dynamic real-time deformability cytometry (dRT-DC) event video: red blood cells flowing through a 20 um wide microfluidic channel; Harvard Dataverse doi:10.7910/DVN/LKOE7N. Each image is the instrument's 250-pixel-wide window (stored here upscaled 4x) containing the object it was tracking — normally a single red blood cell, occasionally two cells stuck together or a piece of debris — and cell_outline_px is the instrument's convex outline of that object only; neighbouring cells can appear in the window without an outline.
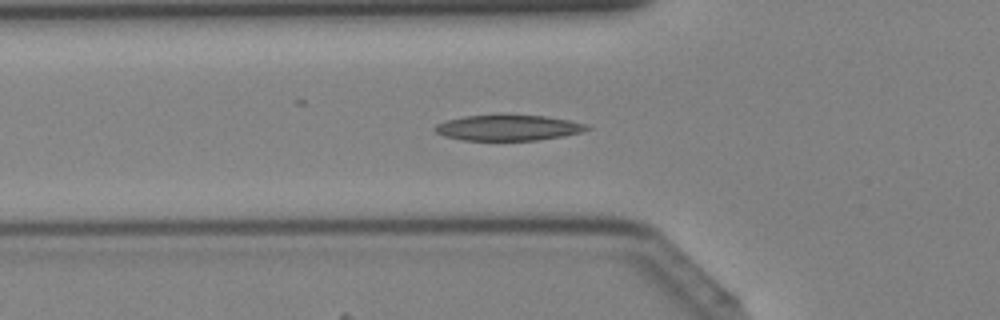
{"species": "Egyptian fruit bat (a non-hibernating species)", "species_latin": "Rousettus aegyptiacus", "temperature_condition": "cold", "stored_images_in_passage": 34, "camera_frame_rate_fps": 3000, "um_per_image_px": 0.085, "animal": {"sex": "female"}, "frame": {"image": 1, "passage_image": 9, "time_ms": 2.667, "image_size_px": [1000, 320], "cell_outline_px": [[592, 128], [580, 132], [564, 136], [536, 140], [464, 140], [444, 136], [436, 132], [432, 128], [436, 124], [444, 120], [464, 116], [544, 116], [568, 120], [588, 124]], "centroid_in_image_um": [43.18, 10.87], "position_along_channel_um": 82.6, "area_um2": 22.43}}
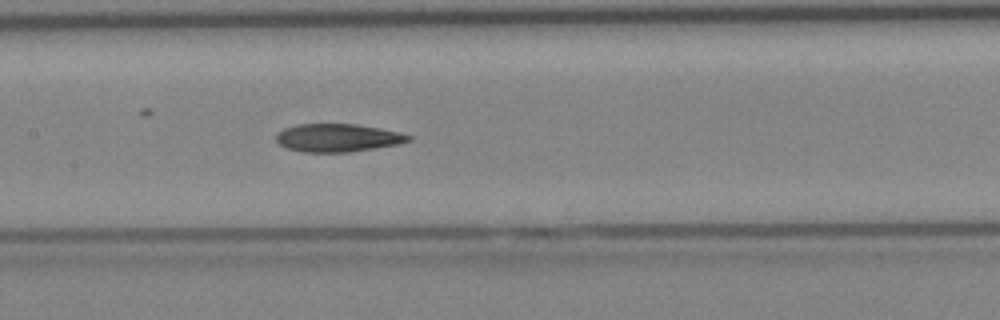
{"frame": {"image": 2, "passage_image": 15, "time_ms": 4.667, "image_size_px": [1000, 320], "cell_outline_px": [[412, 140], [400, 144], [348, 152], [304, 152], [288, 148], [280, 144], [276, 140], [276, 136], [284, 128], [296, 124], [356, 124], [380, 128], [400, 132], [412, 136]], "centroid_in_image_um": [28.75, 11.71], "position_along_channel_um": 178.7, "area_um2": 21.56}}
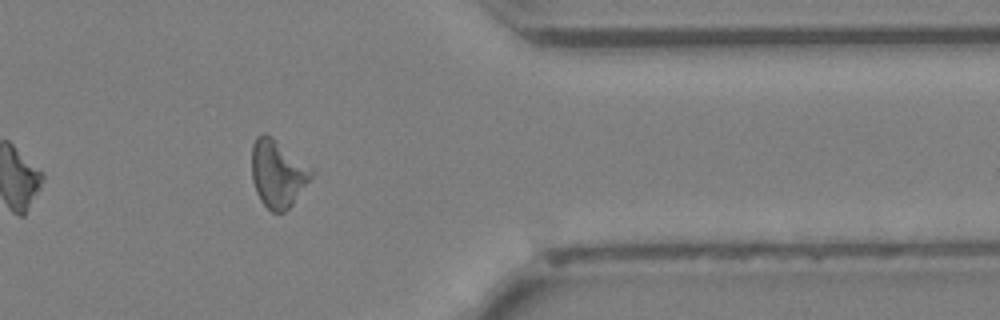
{"frame": {"image": 3, "passage_image": 29, "time_ms": 9.333, "image_size_px": [1000, 320], "cell_outline_px": [[312, 176], [292, 204], [284, 212], [272, 212], [260, 200], [256, 192], [252, 180], [252, 144], [256, 136], [264, 132], [272, 136], [312, 168]], "centroid_in_image_um": [23.58, 14.72], "position_along_channel_um": 387.8, "area_um2": 23.29}}